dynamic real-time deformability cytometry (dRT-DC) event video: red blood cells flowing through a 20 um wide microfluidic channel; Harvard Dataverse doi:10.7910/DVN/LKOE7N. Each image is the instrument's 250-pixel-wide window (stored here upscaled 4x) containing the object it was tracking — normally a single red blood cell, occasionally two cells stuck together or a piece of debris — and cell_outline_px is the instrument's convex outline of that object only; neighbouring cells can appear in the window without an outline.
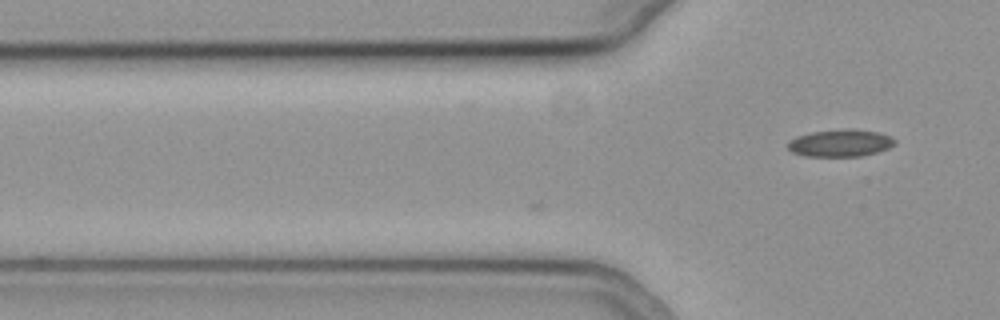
{"species": "common noctule bat (a hibernating species)", "species_latin": "Nyctalus noctula", "temperature_condition": "cold", "stored_images_in_passage": 3, "camera_frame_rate_fps": 3000, "um_per_image_px": 0.085, "animal": {"sex": "female", "body_mass_g": 19.3, "forearm_length_mm": 54.1}, "frame": {"image": 1, "passage_image": 3, "time_ms": 0.667, "image_size_px": [1000, 320], "cell_outline_px": [[896, 144], [888, 148], [876, 152], [860, 156], [804, 156], [792, 152], [788, 148], [788, 144], [796, 136], [812, 132], [848, 128], [852, 128], [876, 132], [888, 136], [896, 140]], "centroid_in_image_um": [71.43, 12.16], "position_along_channel_um": 54.4, "area_um2": 16.82}}